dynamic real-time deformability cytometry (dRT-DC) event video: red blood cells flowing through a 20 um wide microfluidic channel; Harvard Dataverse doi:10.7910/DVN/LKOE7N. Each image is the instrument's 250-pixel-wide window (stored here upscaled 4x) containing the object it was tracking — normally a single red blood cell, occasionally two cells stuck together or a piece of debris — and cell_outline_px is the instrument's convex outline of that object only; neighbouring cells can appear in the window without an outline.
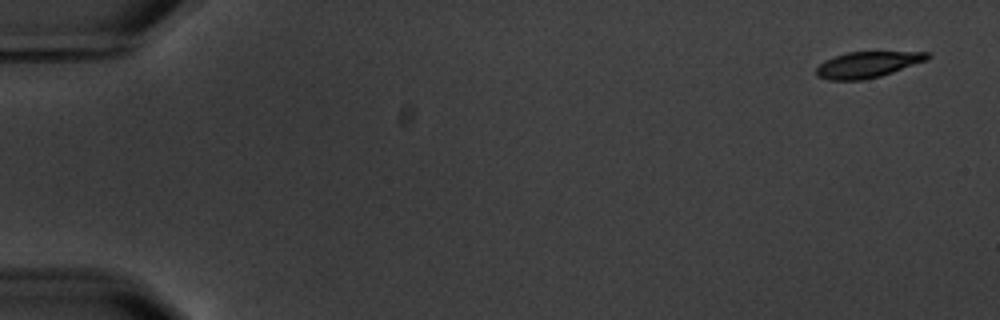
{"species": "common noctule bat (a hibernating species)", "species_latin": "Nyctalus noctula", "temperature_condition": "warm", "stored_images_in_passage": 6, "camera_frame_rate_fps": 3000, "um_per_image_px": 0.085, "animal": {"sex": "male", "body_mass_g": 20.1, "forearm_length_mm": 53.5}, "frame": {"image": 1, "passage_image": 1, "time_ms": 0.0, "image_size_px": [1000, 320], "cell_outline_px": [[932, 56], [928, 60], [880, 76], [864, 80], [828, 80], [816, 76], [816, 68], [824, 60], [848, 52], [928, 52]], "centroid_in_image_um": [73.73, 5.5], "position_along_channel_um": 11.3, "area_um2": 16.82}}